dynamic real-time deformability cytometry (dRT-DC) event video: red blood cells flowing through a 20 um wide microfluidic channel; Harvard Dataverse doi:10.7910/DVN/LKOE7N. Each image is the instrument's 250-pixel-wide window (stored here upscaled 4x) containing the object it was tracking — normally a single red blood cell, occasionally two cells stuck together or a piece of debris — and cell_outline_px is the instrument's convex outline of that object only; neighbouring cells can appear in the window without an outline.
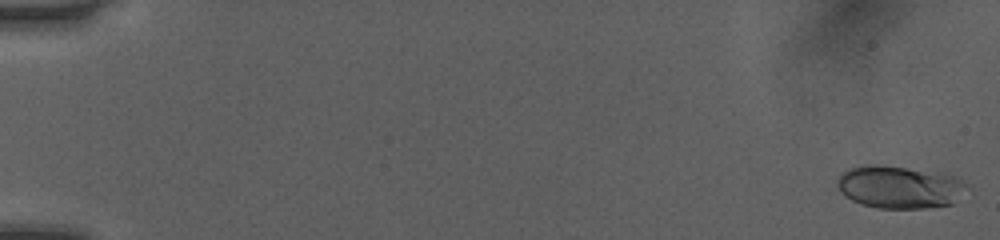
{"species": "human", "species_latin": "Homo sapiens", "temperature_condition": "room temperature", "stored_images_in_passage": 17, "camera_frame_rate_fps": 3000, "um_per_image_px": 0.085, "donor": {"sex": "female"}, "frame": {"image": 1, "passage_image": 1, "time_ms": 0.0, "image_size_px": [1000, 240], "cell_outline_px": [[972, 188], [952, 204], [924, 208], [880, 208], [860, 204], [844, 196], [840, 192], [836, 184], [836, 180], [844, 172], [852, 168], [868, 164], [880, 164], [948, 172], [968, 184]], "centroid_in_image_um": [76.54, 15.88], "position_along_channel_um": 8.5, "area_um2": 33.0}}
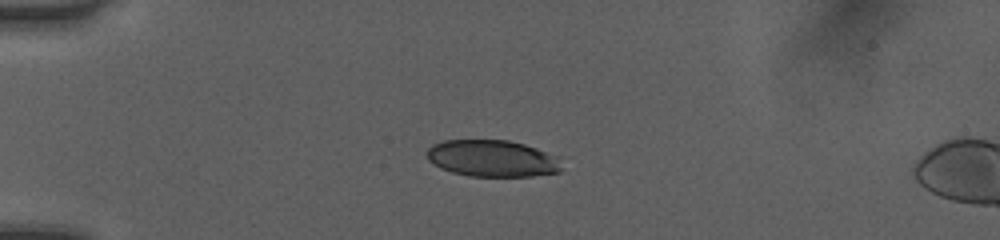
{"frame": {"image": 2, "passage_image": 14, "time_ms": 4.333, "image_size_px": [1000, 240], "cell_outline_px": [[560, 172], [532, 176], [468, 176], [452, 172], [440, 168], [428, 160], [428, 148], [432, 144], [444, 140], [508, 140], [524, 144], [536, 148], [556, 156], [560, 168]], "centroid_in_image_um": [41.8, 13.46], "position_along_channel_um": 43.2, "area_um2": 28.67}}